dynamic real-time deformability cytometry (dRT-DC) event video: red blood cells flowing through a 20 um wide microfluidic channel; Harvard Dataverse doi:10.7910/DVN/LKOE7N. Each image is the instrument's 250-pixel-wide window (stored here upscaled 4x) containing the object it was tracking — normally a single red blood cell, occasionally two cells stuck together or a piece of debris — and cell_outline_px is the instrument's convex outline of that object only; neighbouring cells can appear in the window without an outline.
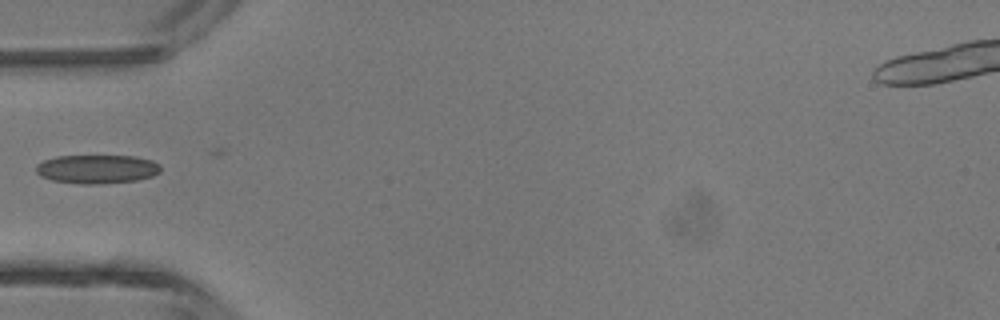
{"species": "common noctule bat (a hibernating species)", "species_latin": "Nyctalus noctula", "temperature_condition": "room temperature", "stored_images_in_passage": 1, "camera_frame_rate_fps": 3000, "um_per_image_px": 0.085, "animal": {"sex": "male", "body_mass_g": 13.3}, "frame": {"image": 1, "passage_image": 1, "time_ms": 0.0, "image_size_px": [1000, 320], "cell_outline_px": [[160, 172], [152, 176], [136, 180], [96, 184], [80, 184], [52, 180], [40, 176], [36, 172], [36, 164], [44, 160], [56, 156], [136, 156], [152, 160], [160, 164]], "centroid_in_image_um": [8.23, 14.37], "position_along_channel_um": 76.8, "area_um2": 20.92}}